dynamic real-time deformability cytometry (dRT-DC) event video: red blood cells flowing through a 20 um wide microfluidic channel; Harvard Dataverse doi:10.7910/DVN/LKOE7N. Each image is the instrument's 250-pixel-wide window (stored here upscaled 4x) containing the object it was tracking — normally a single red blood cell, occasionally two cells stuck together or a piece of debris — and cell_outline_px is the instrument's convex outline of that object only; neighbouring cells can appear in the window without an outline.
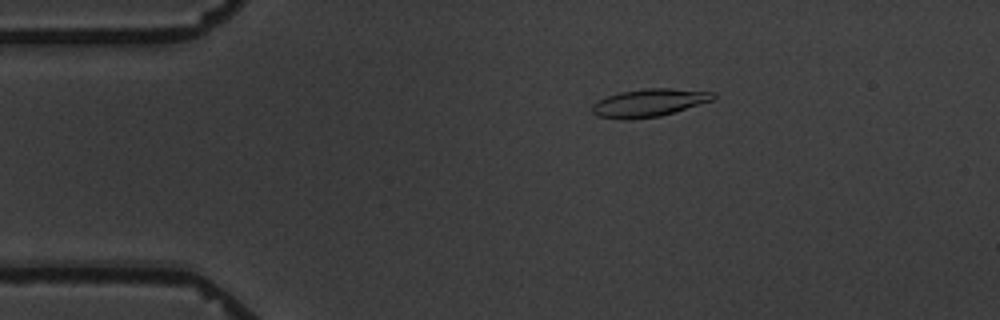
{"species": "common noctule bat (a hibernating species)", "species_latin": "Nyctalus noctula", "temperature_condition": "warm", "stored_images_in_passage": 4, "camera_frame_rate_fps": 3000, "um_per_image_px": 0.085, "animal": {"sex": "male", "body_mass_g": 19.5, "forearm_length_mm": 54.6}, "frame": {"image": 1, "passage_image": 3, "time_ms": 2.667, "image_size_px": [1000, 320], "cell_outline_px": [[716, 96], [712, 100], [660, 116], [596, 116], [592, 112], [592, 104], [596, 100], [620, 92], [644, 88], [668, 88], [716, 92]], "centroid_in_image_um": [55.22, 8.67], "position_along_channel_um": 29.8, "area_um2": 18.67}}